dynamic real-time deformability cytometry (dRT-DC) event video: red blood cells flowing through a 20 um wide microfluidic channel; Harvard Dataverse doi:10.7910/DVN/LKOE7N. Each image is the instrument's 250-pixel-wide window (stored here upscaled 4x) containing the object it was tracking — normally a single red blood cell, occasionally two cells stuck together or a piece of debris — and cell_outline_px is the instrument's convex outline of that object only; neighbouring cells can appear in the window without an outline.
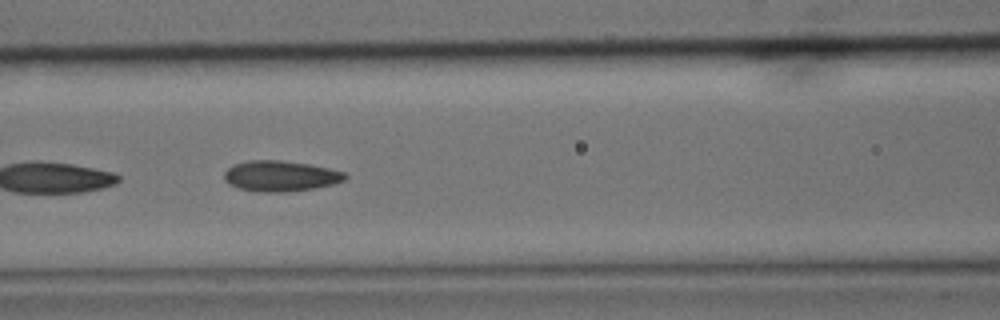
{"species": "common noctule bat (a hibernating species)", "species_latin": "Nyctalus noctula", "temperature_condition": "cold", "stored_images_in_passage": 14, "camera_frame_rate_fps": 3000, "um_per_image_px": 0.085, "animal": {"sex": "male", "body_mass_g": 15.6}, "frame": {"image": 1, "passage_image": 12, "time_ms": 3.667, "image_size_px": [1000, 320], "cell_outline_px": [[348, 176], [344, 180], [332, 184], [312, 188], [284, 192], [256, 192], [240, 188], [228, 184], [224, 180], [224, 172], [232, 164], [248, 160], [280, 160], [308, 164], [328, 168], [344, 172]], "centroid_in_image_um": [23.79, 14.95], "position_along_channel_um": 142.8, "area_um2": 21.56}}